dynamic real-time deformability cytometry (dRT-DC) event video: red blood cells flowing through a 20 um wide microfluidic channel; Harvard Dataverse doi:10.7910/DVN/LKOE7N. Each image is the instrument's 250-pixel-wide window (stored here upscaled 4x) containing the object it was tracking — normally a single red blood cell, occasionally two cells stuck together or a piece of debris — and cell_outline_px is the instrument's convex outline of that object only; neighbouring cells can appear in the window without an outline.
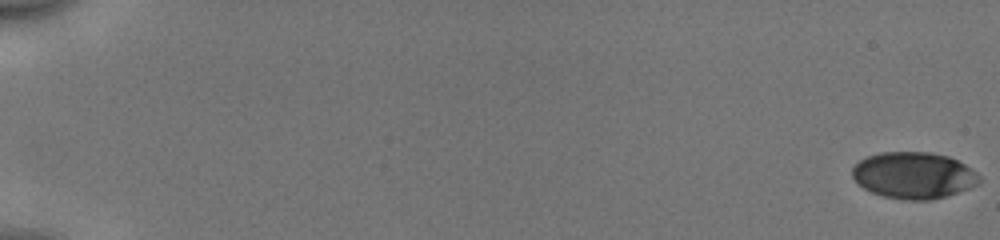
{"species": "human", "species_latin": "Homo sapiens", "temperature_condition": "cold", "stored_images_in_passage": 54, "camera_frame_rate_fps": 3000, "um_per_image_px": 0.085, "donor": {"sex": "male"}, "frame": {"image": 1, "passage_image": 1, "time_ms": 0.0, "image_size_px": [1000, 240], "cell_outline_px": [[980, 184], [932, 200], [904, 200], [884, 196], [872, 192], [864, 188], [852, 176], [852, 168], [860, 160], [868, 156], [880, 152], [932, 152], [948, 156], [964, 164], [976, 172], [980, 176]], "centroid_in_image_um": [77.67, 14.9], "position_along_channel_um": 7.3, "area_um2": 34.28}}
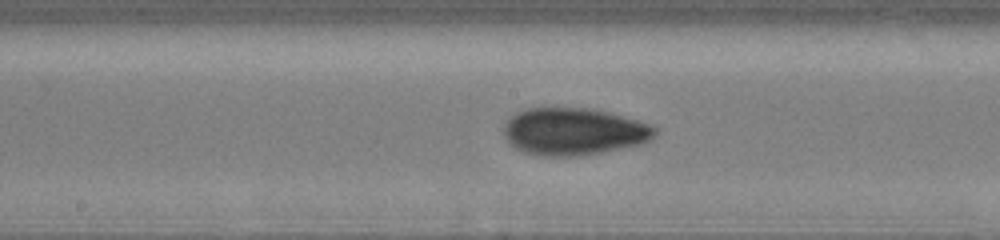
{"frame": {"image": 2, "passage_image": 31, "time_ms": 10.0, "image_size_px": [1000, 240], "cell_outline_px": [[656, 136], [652, 140], [640, 144], [600, 152], [576, 156], [540, 156], [520, 152], [504, 136], [504, 124], [516, 112], [524, 108], [592, 108], [608, 112], [652, 124], [656, 128]], "centroid_in_image_um": [48.77, 11.18], "position_along_channel_um": 199.4, "area_um2": 41.73}}
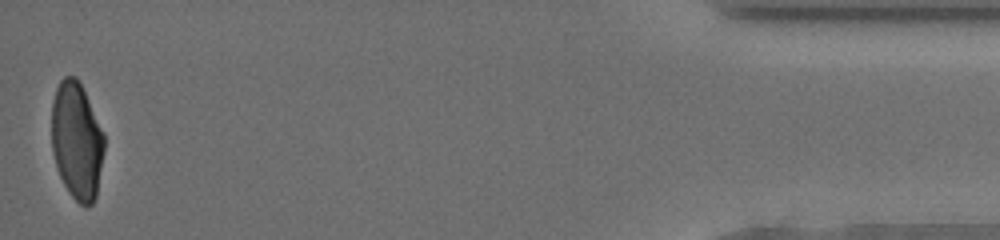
{"frame": {"image": 3, "passage_image": 54, "time_ms": 17.667, "image_size_px": [1000, 240], "cell_outline_px": [[104, 152], [96, 196], [92, 204], [84, 208], [68, 192], [56, 168], [52, 152], [52, 100], [56, 88], [60, 80], [64, 76], [76, 76], [104, 132]], "centroid_in_image_um": [6.52, 11.99], "position_along_channel_um": 428.7, "area_um2": 36.07}, "authors_computed_cell_mechanics": {"area_um2": 37.4544, "velocity_mm_per_s": 3.9789, "shape_relaxation_time_tau1_ms": 4.1857, "shape_relaxation_time_tau2_ms": 1.6435, "deformation_change_tau1": 0.1459, "deformation_change_tau2": 0.0544}}